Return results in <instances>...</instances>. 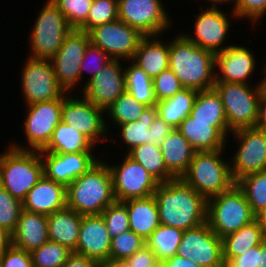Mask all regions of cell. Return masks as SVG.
<instances>
[{
    "label": "cell",
    "mask_w": 266,
    "mask_h": 267,
    "mask_svg": "<svg viewBox=\"0 0 266 267\" xmlns=\"http://www.w3.org/2000/svg\"><path fill=\"white\" fill-rule=\"evenodd\" d=\"M72 253L68 247L48 240L30 255L33 267H63Z\"/></svg>",
    "instance_id": "ab89813d"
},
{
    "label": "cell",
    "mask_w": 266,
    "mask_h": 267,
    "mask_svg": "<svg viewBox=\"0 0 266 267\" xmlns=\"http://www.w3.org/2000/svg\"><path fill=\"white\" fill-rule=\"evenodd\" d=\"M149 267H164L163 261H159L157 260L156 262H154L151 266Z\"/></svg>",
    "instance_id": "be15d7a7"
},
{
    "label": "cell",
    "mask_w": 266,
    "mask_h": 267,
    "mask_svg": "<svg viewBox=\"0 0 266 267\" xmlns=\"http://www.w3.org/2000/svg\"><path fill=\"white\" fill-rule=\"evenodd\" d=\"M61 121L85 135L95 146L111 141L113 136L106 127L105 110L95 106L82 94L80 97L68 92L63 95Z\"/></svg>",
    "instance_id": "30bf717a"
},
{
    "label": "cell",
    "mask_w": 266,
    "mask_h": 267,
    "mask_svg": "<svg viewBox=\"0 0 266 267\" xmlns=\"http://www.w3.org/2000/svg\"><path fill=\"white\" fill-rule=\"evenodd\" d=\"M256 215L266 207V170L248 174L236 182Z\"/></svg>",
    "instance_id": "f35d334b"
},
{
    "label": "cell",
    "mask_w": 266,
    "mask_h": 267,
    "mask_svg": "<svg viewBox=\"0 0 266 267\" xmlns=\"http://www.w3.org/2000/svg\"><path fill=\"white\" fill-rule=\"evenodd\" d=\"M12 245V234L0 226V255Z\"/></svg>",
    "instance_id": "6f0895ef"
},
{
    "label": "cell",
    "mask_w": 266,
    "mask_h": 267,
    "mask_svg": "<svg viewBox=\"0 0 266 267\" xmlns=\"http://www.w3.org/2000/svg\"><path fill=\"white\" fill-rule=\"evenodd\" d=\"M82 215L65 207L47 216L48 239L68 247L77 248Z\"/></svg>",
    "instance_id": "4316f807"
},
{
    "label": "cell",
    "mask_w": 266,
    "mask_h": 267,
    "mask_svg": "<svg viewBox=\"0 0 266 267\" xmlns=\"http://www.w3.org/2000/svg\"><path fill=\"white\" fill-rule=\"evenodd\" d=\"M100 267H131L129 262L124 259H112L100 263Z\"/></svg>",
    "instance_id": "680465c9"
},
{
    "label": "cell",
    "mask_w": 266,
    "mask_h": 267,
    "mask_svg": "<svg viewBox=\"0 0 266 267\" xmlns=\"http://www.w3.org/2000/svg\"><path fill=\"white\" fill-rule=\"evenodd\" d=\"M96 146L82 133L61 121L43 151L58 154L96 152Z\"/></svg>",
    "instance_id": "4dcf8cb0"
},
{
    "label": "cell",
    "mask_w": 266,
    "mask_h": 267,
    "mask_svg": "<svg viewBox=\"0 0 266 267\" xmlns=\"http://www.w3.org/2000/svg\"><path fill=\"white\" fill-rule=\"evenodd\" d=\"M158 116L157 107H146L137 121L118 125L119 140L123 141L126 154L142 144H149V126ZM121 138V139H120ZM126 146V147H125Z\"/></svg>",
    "instance_id": "836d02e7"
},
{
    "label": "cell",
    "mask_w": 266,
    "mask_h": 267,
    "mask_svg": "<svg viewBox=\"0 0 266 267\" xmlns=\"http://www.w3.org/2000/svg\"><path fill=\"white\" fill-rule=\"evenodd\" d=\"M260 254V244L247 250L244 254L230 258L225 267H257Z\"/></svg>",
    "instance_id": "f907efd6"
},
{
    "label": "cell",
    "mask_w": 266,
    "mask_h": 267,
    "mask_svg": "<svg viewBox=\"0 0 266 267\" xmlns=\"http://www.w3.org/2000/svg\"><path fill=\"white\" fill-rule=\"evenodd\" d=\"M243 191L235 183L229 190L207 201V223L223 238L255 220Z\"/></svg>",
    "instance_id": "8992f818"
},
{
    "label": "cell",
    "mask_w": 266,
    "mask_h": 267,
    "mask_svg": "<svg viewBox=\"0 0 266 267\" xmlns=\"http://www.w3.org/2000/svg\"><path fill=\"white\" fill-rule=\"evenodd\" d=\"M123 60L112 59L80 91L95 106L106 110L125 89Z\"/></svg>",
    "instance_id": "d6986e66"
},
{
    "label": "cell",
    "mask_w": 266,
    "mask_h": 267,
    "mask_svg": "<svg viewBox=\"0 0 266 267\" xmlns=\"http://www.w3.org/2000/svg\"><path fill=\"white\" fill-rule=\"evenodd\" d=\"M183 230L160 224L147 238L146 245L154 252L156 260L164 261L176 255Z\"/></svg>",
    "instance_id": "8d00e7d4"
},
{
    "label": "cell",
    "mask_w": 266,
    "mask_h": 267,
    "mask_svg": "<svg viewBox=\"0 0 266 267\" xmlns=\"http://www.w3.org/2000/svg\"><path fill=\"white\" fill-rule=\"evenodd\" d=\"M44 175L66 188L79 176L86 173L101 157L96 152H78L71 154L50 153L40 150ZM99 158V159H98Z\"/></svg>",
    "instance_id": "ffe728a7"
},
{
    "label": "cell",
    "mask_w": 266,
    "mask_h": 267,
    "mask_svg": "<svg viewBox=\"0 0 266 267\" xmlns=\"http://www.w3.org/2000/svg\"><path fill=\"white\" fill-rule=\"evenodd\" d=\"M229 14L232 19H249L252 26L261 23L266 15V0H235Z\"/></svg>",
    "instance_id": "7dc6e473"
},
{
    "label": "cell",
    "mask_w": 266,
    "mask_h": 267,
    "mask_svg": "<svg viewBox=\"0 0 266 267\" xmlns=\"http://www.w3.org/2000/svg\"><path fill=\"white\" fill-rule=\"evenodd\" d=\"M118 19V0H93L87 20L78 28L87 33L94 27Z\"/></svg>",
    "instance_id": "60d3db41"
},
{
    "label": "cell",
    "mask_w": 266,
    "mask_h": 267,
    "mask_svg": "<svg viewBox=\"0 0 266 267\" xmlns=\"http://www.w3.org/2000/svg\"><path fill=\"white\" fill-rule=\"evenodd\" d=\"M101 215L111 238L130 230L129 216L126 205L123 202L115 201Z\"/></svg>",
    "instance_id": "ee69618b"
},
{
    "label": "cell",
    "mask_w": 266,
    "mask_h": 267,
    "mask_svg": "<svg viewBox=\"0 0 266 267\" xmlns=\"http://www.w3.org/2000/svg\"><path fill=\"white\" fill-rule=\"evenodd\" d=\"M147 106L136 101L128 92L122 93L106 110V127L110 131V125L116 126L137 121ZM111 122V123H109Z\"/></svg>",
    "instance_id": "74e56055"
},
{
    "label": "cell",
    "mask_w": 266,
    "mask_h": 267,
    "mask_svg": "<svg viewBox=\"0 0 266 267\" xmlns=\"http://www.w3.org/2000/svg\"><path fill=\"white\" fill-rule=\"evenodd\" d=\"M164 267H201L190 259L175 255L163 261Z\"/></svg>",
    "instance_id": "9f6ffc18"
},
{
    "label": "cell",
    "mask_w": 266,
    "mask_h": 267,
    "mask_svg": "<svg viewBox=\"0 0 266 267\" xmlns=\"http://www.w3.org/2000/svg\"><path fill=\"white\" fill-rule=\"evenodd\" d=\"M112 58L100 47L93 45L91 42L87 46L82 63L80 65L81 81L82 77L87 72L89 73L88 80L83 81V88L85 84L90 81ZM86 71V73H85Z\"/></svg>",
    "instance_id": "bcb514c9"
},
{
    "label": "cell",
    "mask_w": 266,
    "mask_h": 267,
    "mask_svg": "<svg viewBox=\"0 0 266 267\" xmlns=\"http://www.w3.org/2000/svg\"><path fill=\"white\" fill-rule=\"evenodd\" d=\"M63 96L59 99L28 104L25 120H23V136L26 142L20 144L16 141L9 145L19 150L40 151L49 143L53 131L61 122Z\"/></svg>",
    "instance_id": "9c48e42d"
},
{
    "label": "cell",
    "mask_w": 266,
    "mask_h": 267,
    "mask_svg": "<svg viewBox=\"0 0 266 267\" xmlns=\"http://www.w3.org/2000/svg\"><path fill=\"white\" fill-rule=\"evenodd\" d=\"M201 12L196 14L195 24H193L192 33L180 32L187 40L193 42L202 49L216 54L224 51L229 46L226 45L227 38L230 36V18L229 13L223 12L222 7H204L201 5ZM206 8V9H205Z\"/></svg>",
    "instance_id": "2e32d148"
},
{
    "label": "cell",
    "mask_w": 266,
    "mask_h": 267,
    "mask_svg": "<svg viewBox=\"0 0 266 267\" xmlns=\"http://www.w3.org/2000/svg\"><path fill=\"white\" fill-rule=\"evenodd\" d=\"M237 148L230 160V171L236 183L242 177L266 170V131L242 128L231 133Z\"/></svg>",
    "instance_id": "8fae6325"
},
{
    "label": "cell",
    "mask_w": 266,
    "mask_h": 267,
    "mask_svg": "<svg viewBox=\"0 0 266 267\" xmlns=\"http://www.w3.org/2000/svg\"><path fill=\"white\" fill-rule=\"evenodd\" d=\"M177 130L189 141L196 152L226 149V138L213 126V122L194 121L187 116Z\"/></svg>",
    "instance_id": "484cf974"
},
{
    "label": "cell",
    "mask_w": 266,
    "mask_h": 267,
    "mask_svg": "<svg viewBox=\"0 0 266 267\" xmlns=\"http://www.w3.org/2000/svg\"><path fill=\"white\" fill-rule=\"evenodd\" d=\"M153 87L157 102L171 98L184 89L171 69L164 70L153 78Z\"/></svg>",
    "instance_id": "c3c4849f"
},
{
    "label": "cell",
    "mask_w": 266,
    "mask_h": 267,
    "mask_svg": "<svg viewBox=\"0 0 266 267\" xmlns=\"http://www.w3.org/2000/svg\"><path fill=\"white\" fill-rule=\"evenodd\" d=\"M103 158L86 173L74 180L67 189V207L81 215H101L116 201L112 174Z\"/></svg>",
    "instance_id": "3957f363"
},
{
    "label": "cell",
    "mask_w": 266,
    "mask_h": 267,
    "mask_svg": "<svg viewBox=\"0 0 266 267\" xmlns=\"http://www.w3.org/2000/svg\"><path fill=\"white\" fill-rule=\"evenodd\" d=\"M126 260L131 267H149L157 261L154 252L147 245Z\"/></svg>",
    "instance_id": "f5cc1de1"
},
{
    "label": "cell",
    "mask_w": 266,
    "mask_h": 267,
    "mask_svg": "<svg viewBox=\"0 0 266 267\" xmlns=\"http://www.w3.org/2000/svg\"><path fill=\"white\" fill-rule=\"evenodd\" d=\"M63 267H100V263L73 252Z\"/></svg>",
    "instance_id": "db71d44e"
},
{
    "label": "cell",
    "mask_w": 266,
    "mask_h": 267,
    "mask_svg": "<svg viewBox=\"0 0 266 267\" xmlns=\"http://www.w3.org/2000/svg\"><path fill=\"white\" fill-rule=\"evenodd\" d=\"M42 7L29 33L28 57L52 59L73 28L51 0H46Z\"/></svg>",
    "instance_id": "ba28073f"
},
{
    "label": "cell",
    "mask_w": 266,
    "mask_h": 267,
    "mask_svg": "<svg viewBox=\"0 0 266 267\" xmlns=\"http://www.w3.org/2000/svg\"><path fill=\"white\" fill-rule=\"evenodd\" d=\"M253 53L250 48L239 44L216 53L215 82L252 84L250 78L258 69Z\"/></svg>",
    "instance_id": "44dd1931"
},
{
    "label": "cell",
    "mask_w": 266,
    "mask_h": 267,
    "mask_svg": "<svg viewBox=\"0 0 266 267\" xmlns=\"http://www.w3.org/2000/svg\"><path fill=\"white\" fill-rule=\"evenodd\" d=\"M124 156L118 164L107 162L112 174L116 201L153 196L159 182L140 163L135 162L127 154Z\"/></svg>",
    "instance_id": "5bb4252c"
},
{
    "label": "cell",
    "mask_w": 266,
    "mask_h": 267,
    "mask_svg": "<svg viewBox=\"0 0 266 267\" xmlns=\"http://www.w3.org/2000/svg\"><path fill=\"white\" fill-rule=\"evenodd\" d=\"M257 267H266V238L260 244V254Z\"/></svg>",
    "instance_id": "94428289"
},
{
    "label": "cell",
    "mask_w": 266,
    "mask_h": 267,
    "mask_svg": "<svg viewBox=\"0 0 266 267\" xmlns=\"http://www.w3.org/2000/svg\"><path fill=\"white\" fill-rule=\"evenodd\" d=\"M255 127L266 131V86L265 85L263 87L262 95L258 104V117Z\"/></svg>",
    "instance_id": "11a10c76"
},
{
    "label": "cell",
    "mask_w": 266,
    "mask_h": 267,
    "mask_svg": "<svg viewBox=\"0 0 266 267\" xmlns=\"http://www.w3.org/2000/svg\"><path fill=\"white\" fill-rule=\"evenodd\" d=\"M205 2H209V3H207V5L209 4L208 7H218L219 8V6L221 7V4L227 5V4L232 3L234 6L235 0H205Z\"/></svg>",
    "instance_id": "6125c7cd"
},
{
    "label": "cell",
    "mask_w": 266,
    "mask_h": 267,
    "mask_svg": "<svg viewBox=\"0 0 266 267\" xmlns=\"http://www.w3.org/2000/svg\"><path fill=\"white\" fill-rule=\"evenodd\" d=\"M174 129L165 123L159 116L149 126L150 140L149 144H154L161 146L164 139L173 131Z\"/></svg>",
    "instance_id": "816d5d0a"
},
{
    "label": "cell",
    "mask_w": 266,
    "mask_h": 267,
    "mask_svg": "<svg viewBox=\"0 0 266 267\" xmlns=\"http://www.w3.org/2000/svg\"><path fill=\"white\" fill-rule=\"evenodd\" d=\"M264 239L262 229L256 219L240 228L237 232L223 237L222 249L224 263L230 258L244 254L250 248L261 244Z\"/></svg>",
    "instance_id": "d6a6232c"
},
{
    "label": "cell",
    "mask_w": 266,
    "mask_h": 267,
    "mask_svg": "<svg viewBox=\"0 0 266 267\" xmlns=\"http://www.w3.org/2000/svg\"><path fill=\"white\" fill-rule=\"evenodd\" d=\"M160 224L183 231L207 222V199L181 178L159 183L153 194Z\"/></svg>",
    "instance_id": "6da1fadb"
},
{
    "label": "cell",
    "mask_w": 266,
    "mask_h": 267,
    "mask_svg": "<svg viewBox=\"0 0 266 267\" xmlns=\"http://www.w3.org/2000/svg\"><path fill=\"white\" fill-rule=\"evenodd\" d=\"M253 84L215 82L214 89L220 95L231 132L256 126L258 104L264 80Z\"/></svg>",
    "instance_id": "52a82bcc"
},
{
    "label": "cell",
    "mask_w": 266,
    "mask_h": 267,
    "mask_svg": "<svg viewBox=\"0 0 266 267\" xmlns=\"http://www.w3.org/2000/svg\"><path fill=\"white\" fill-rule=\"evenodd\" d=\"M160 37L162 38V35L145 36L131 60L152 79L169 69L170 41L164 42Z\"/></svg>",
    "instance_id": "d4e9b609"
},
{
    "label": "cell",
    "mask_w": 266,
    "mask_h": 267,
    "mask_svg": "<svg viewBox=\"0 0 266 267\" xmlns=\"http://www.w3.org/2000/svg\"><path fill=\"white\" fill-rule=\"evenodd\" d=\"M255 219L258 221L263 235L266 238V207L256 214Z\"/></svg>",
    "instance_id": "91938a15"
},
{
    "label": "cell",
    "mask_w": 266,
    "mask_h": 267,
    "mask_svg": "<svg viewBox=\"0 0 266 267\" xmlns=\"http://www.w3.org/2000/svg\"><path fill=\"white\" fill-rule=\"evenodd\" d=\"M21 77V96L25 106L61 98L66 91L58 84L51 59L27 57Z\"/></svg>",
    "instance_id": "7c38bea8"
},
{
    "label": "cell",
    "mask_w": 266,
    "mask_h": 267,
    "mask_svg": "<svg viewBox=\"0 0 266 267\" xmlns=\"http://www.w3.org/2000/svg\"><path fill=\"white\" fill-rule=\"evenodd\" d=\"M90 42L104 50L112 59L132 60L140 41L145 37L138 29L117 19L92 28Z\"/></svg>",
    "instance_id": "e0dca14e"
},
{
    "label": "cell",
    "mask_w": 266,
    "mask_h": 267,
    "mask_svg": "<svg viewBox=\"0 0 266 267\" xmlns=\"http://www.w3.org/2000/svg\"><path fill=\"white\" fill-rule=\"evenodd\" d=\"M12 234V245L31 252L43 246L48 239L47 216L22 210Z\"/></svg>",
    "instance_id": "cb8c5ba5"
},
{
    "label": "cell",
    "mask_w": 266,
    "mask_h": 267,
    "mask_svg": "<svg viewBox=\"0 0 266 267\" xmlns=\"http://www.w3.org/2000/svg\"><path fill=\"white\" fill-rule=\"evenodd\" d=\"M65 16L67 23L78 29L86 20L93 0H51Z\"/></svg>",
    "instance_id": "7bdbcfd3"
},
{
    "label": "cell",
    "mask_w": 266,
    "mask_h": 267,
    "mask_svg": "<svg viewBox=\"0 0 266 267\" xmlns=\"http://www.w3.org/2000/svg\"><path fill=\"white\" fill-rule=\"evenodd\" d=\"M123 203L128 212L130 230L146 241L160 225L159 211L154 195L147 198L129 199Z\"/></svg>",
    "instance_id": "f1b7e54d"
},
{
    "label": "cell",
    "mask_w": 266,
    "mask_h": 267,
    "mask_svg": "<svg viewBox=\"0 0 266 267\" xmlns=\"http://www.w3.org/2000/svg\"><path fill=\"white\" fill-rule=\"evenodd\" d=\"M163 0H118V19L145 36L165 35L172 17Z\"/></svg>",
    "instance_id": "4fadbf2b"
},
{
    "label": "cell",
    "mask_w": 266,
    "mask_h": 267,
    "mask_svg": "<svg viewBox=\"0 0 266 267\" xmlns=\"http://www.w3.org/2000/svg\"><path fill=\"white\" fill-rule=\"evenodd\" d=\"M145 245L146 241L141 236L132 230L124 231L111 238L110 258L126 260Z\"/></svg>",
    "instance_id": "b9f144b4"
},
{
    "label": "cell",
    "mask_w": 266,
    "mask_h": 267,
    "mask_svg": "<svg viewBox=\"0 0 266 267\" xmlns=\"http://www.w3.org/2000/svg\"><path fill=\"white\" fill-rule=\"evenodd\" d=\"M262 74L261 75H263V76H266V64H264V67H262Z\"/></svg>",
    "instance_id": "e7e4bbea"
},
{
    "label": "cell",
    "mask_w": 266,
    "mask_h": 267,
    "mask_svg": "<svg viewBox=\"0 0 266 267\" xmlns=\"http://www.w3.org/2000/svg\"><path fill=\"white\" fill-rule=\"evenodd\" d=\"M198 91L184 88L173 97L157 102L158 116L173 129H177L180 123L190 115Z\"/></svg>",
    "instance_id": "1f68e13d"
},
{
    "label": "cell",
    "mask_w": 266,
    "mask_h": 267,
    "mask_svg": "<svg viewBox=\"0 0 266 267\" xmlns=\"http://www.w3.org/2000/svg\"><path fill=\"white\" fill-rule=\"evenodd\" d=\"M6 149L0 153V186L22 202L44 175L43 161L39 151L19 150L10 145Z\"/></svg>",
    "instance_id": "5b68a950"
},
{
    "label": "cell",
    "mask_w": 266,
    "mask_h": 267,
    "mask_svg": "<svg viewBox=\"0 0 266 267\" xmlns=\"http://www.w3.org/2000/svg\"><path fill=\"white\" fill-rule=\"evenodd\" d=\"M189 116L194 118V121L213 122V126L229 141L232 132L228 127L221 97L214 88L198 91Z\"/></svg>",
    "instance_id": "83f0119b"
},
{
    "label": "cell",
    "mask_w": 266,
    "mask_h": 267,
    "mask_svg": "<svg viewBox=\"0 0 266 267\" xmlns=\"http://www.w3.org/2000/svg\"><path fill=\"white\" fill-rule=\"evenodd\" d=\"M125 69V89L133 98L146 105L147 107L155 106L157 103L153 79L131 60L127 61Z\"/></svg>",
    "instance_id": "d590c367"
},
{
    "label": "cell",
    "mask_w": 266,
    "mask_h": 267,
    "mask_svg": "<svg viewBox=\"0 0 266 267\" xmlns=\"http://www.w3.org/2000/svg\"><path fill=\"white\" fill-rule=\"evenodd\" d=\"M170 41L169 69L184 88L210 90L215 84V54L178 33Z\"/></svg>",
    "instance_id": "7a4b0ae2"
},
{
    "label": "cell",
    "mask_w": 266,
    "mask_h": 267,
    "mask_svg": "<svg viewBox=\"0 0 266 267\" xmlns=\"http://www.w3.org/2000/svg\"><path fill=\"white\" fill-rule=\"evenodd\" d=\"M226 150L195 152L181 179L207 200L229 190L235 182L231 176L230 158H223Z\"/></svg>",
    "instance_id": "277c9868"
},
{
    "label": "cell",
    "mask_w": 266,
    "mask_h": 267,
    "mask_svg": "<svg viewBox=\"0 0 266 267\" xmlns=\"http://www.w3.org/2000/svg\"><path fill=\"white\" fill-rule=\"evenodd\" d=\"M176 255L201 267H225L222 238L212 231L207 222L183 231Z\"/></svg>",
    "instance_id": "ac0fdd59"
},
{
    "label": "cell",
    "mask_w": 266,
    "mask_h": 267,
    "mask_svg": "<svg viewBox=\"0 0 266 267\" xmlns=\"http://www.w3.org/2000/svg\"><path fill=\"white\" fill-rule=\"evenodd\" d=\"M22 210V202L12 197L0 186V226L12 233L16 228Z\"/></svg>",
    "instance_id": "f6af8a7d"
},
{
    "label": "cell",
    "mask_w": 266,
    "mask_h": 267,
    "mask_svg": "<svg viewBox=\"0 0 266 267\" xmlns=\"http://www.w3.org/2000/svg\"><path fill=\"white\" fill-rule=\"evenodd\" d=\"M160 149L167 169L176 178H181L187 171L196 152L177 129L164 139Z\"/></svg>",
    "instance_id": "f546056e"
},
{
    "label": "cell",
    "mask_w": 266,
    "mask_h": 267,
    "mask_svg": "<svg viewBox=\"0 0 266 267\" xmlns=\"http://www.w3.org/2000/svg\"><path fill=\"white\" fill-rule=\"evenodd\" d=\"M89 43L90 36L86 31L72 29L51 59L58 84L68 93H73L76 87L83 89L80 65Z\"/></svg>",
    "instance_id": "9a60e30c"
},
{
    "label": "cell",
    "mask_w": 266,
    "mask_h": 267,
    "mask_svg": "<svg viewBox=\"0 0 266 267\" xmlns=\"http://www.w3.org/2000/svg\"><path fill=\"white\" fill-rule=\"evenodd\" d=\"M2 267H33L30 252L11 245L0 255Z\"/></svg>",
    "instance_id": "681fc988"
},
{
    "label": "cell",
    "mask_w": 266,
    "mask_h": 267,
    "mask_svg": "<svg viewBox=\"0 0 266 267\" xmlns=\"http://www.w3.org/2000/svg\"><path fill=\"white\" fill-rule=\"evenodd\" d=\"M135 162L140 163L159 183H165L176 177L167 169L160 146L142 144L128 154Z\"/></svg>",
    "instance_id": "e575fe53"
},
{
    "label": "cell",
    "mask_w": 266,
    "mask_h": 267,
    "mask_svg": "<svg viewBox=\"0 0 266 267\" xmlns=\"http://www.w3.org/2000/svg\"><path fill=\"white\" fill-rule=\"evenodd\" d=\"M23 209L46 216L67 206V189L43 175L22 201Z\"/></svg>",
    "instance_id": "603a6c76"
},
{
    "label": "cell",
    "mask_w": 266,
    "mask_h": 267,
    "mask_svg": "<svg viewBox=\"0 0 266 267\" xmlns=\"http://www.w3.org/2000/svg\"><path fill=\"white\" fill-rule=\"evenodd\" d=\"M111 237L102 215H82L76 254L99 263L110 259Z\"/></svg>",
    "instance_id": "7402d4cb"
},
{
    "label": "cell",
    "mask_w": 266,
    "mask_h": 267,
    "mask_svg": "<svg viewBox=\"0 0 266 267\" xmlns=\"http://www.w3.org/2000/svg\"><path fill=\"white\" fill-rule=\"evenodd\" d=\"M262 78H263V80H264V84H265V86H266V76H263Z\"/></svg>",
    "instance_id": "03108f58"
}]
</instances>
